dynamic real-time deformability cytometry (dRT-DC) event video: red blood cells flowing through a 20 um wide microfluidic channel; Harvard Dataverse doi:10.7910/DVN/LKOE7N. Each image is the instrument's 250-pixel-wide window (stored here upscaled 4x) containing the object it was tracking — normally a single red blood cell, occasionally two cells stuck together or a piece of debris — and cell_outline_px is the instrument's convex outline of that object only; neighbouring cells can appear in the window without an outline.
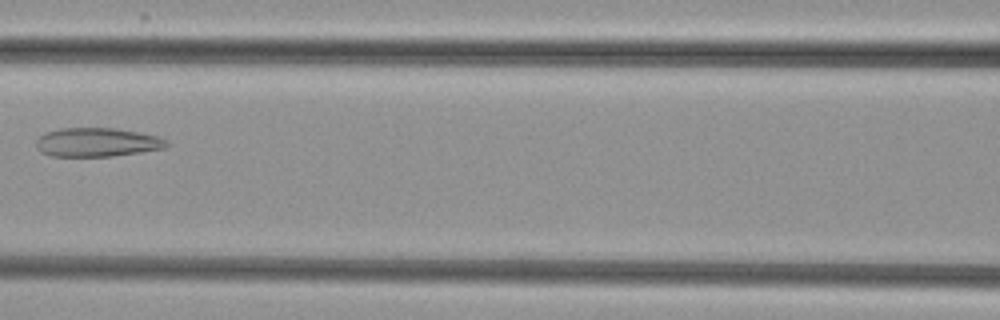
{"species": "common noctule bat (a hibernating species)", "species_latin": "Nyctalus noctula", "temperature_condition": "cold", "stored_images_in_passage": 5, "camera_frame_rate_fps": 3000, "um_per_image_px": 0.085, "animal": {"sex": "female", "body_mass_g": 29.2, "forearm_length_mm": 56.3}, "frame": {"image": 1, "passage_image": 4, "time_ms": 4.667, "image_size_px": [1000, 320], "cell_outline_px": [[168, 144], [164, 148], [140, 152], [112, 156], [52, 156], [40, 152], [36, 148], [36, 140], [44, 132], [60, 128], [116, 128], [140, 132], [160, 136], [168, 140]], "centroid_in_image_um": [8.25, 12.08], "position_along_channel_um": 158.4, "area_um2": 22.14}}
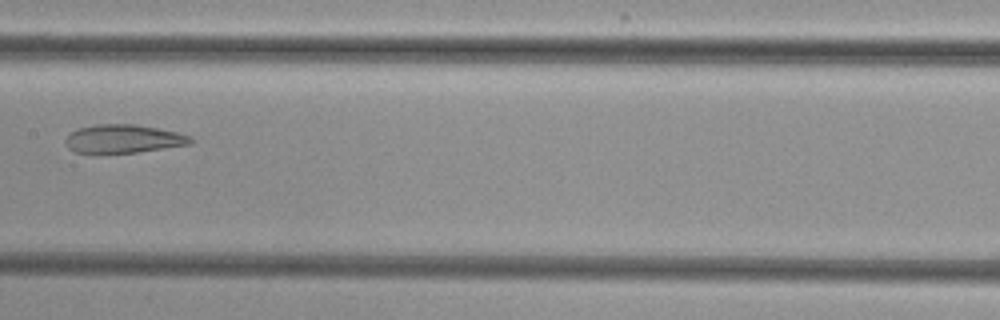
{"frame": {"image": 2, "passage_image": 5, "time_ms": 5.667, "image_size_px": [1000, 320], "cell_outline_px": [[192, 144], [136, 152], [100, 156], [96, 156], [76, 152], [68, 148], [64, 140], [72, 132], [80, 128], [96, 124], [136, 124], [176, 132], [192, 136]], "centroid_in_image_um": [10.44, 11.84], "position_along_channel_um": 197.0, "area_um2": 21.27}}